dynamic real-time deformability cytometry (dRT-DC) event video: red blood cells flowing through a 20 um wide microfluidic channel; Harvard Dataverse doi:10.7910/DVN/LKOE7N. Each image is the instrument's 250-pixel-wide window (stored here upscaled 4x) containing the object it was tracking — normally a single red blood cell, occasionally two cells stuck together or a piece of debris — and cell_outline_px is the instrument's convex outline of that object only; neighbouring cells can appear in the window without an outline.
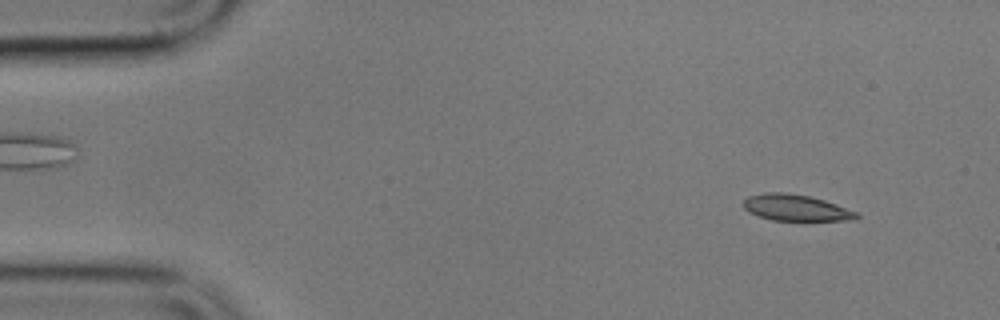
{"species": "common noctule bat (a hibernating species)", "species_latin": "Nyctalus noctula", "temperature_condition": "cold", "stored_images_in_passage": 5, "camera_frame_rate_fps": 3000, "um_per_image_px": 0.085, "animal": {"sex": "male", "body_mass_g": 17.9}, "frame": {"image": 1, "passage_image": 1, "time_ms": 0.0, "image_size_px": [1000, 320], "cell_outline_px": [[860, 216], [856, 220], [772, 220], [748, 212], [744, 208], [744, 200], [748, 196], [764, 192], [788, 192], [808, 196], [824, 200], [860, 212]], "centroid_in_image_um": [67.68, 17.65], "position_along_channel_um": 17.3, "area_um2": 17.4}}